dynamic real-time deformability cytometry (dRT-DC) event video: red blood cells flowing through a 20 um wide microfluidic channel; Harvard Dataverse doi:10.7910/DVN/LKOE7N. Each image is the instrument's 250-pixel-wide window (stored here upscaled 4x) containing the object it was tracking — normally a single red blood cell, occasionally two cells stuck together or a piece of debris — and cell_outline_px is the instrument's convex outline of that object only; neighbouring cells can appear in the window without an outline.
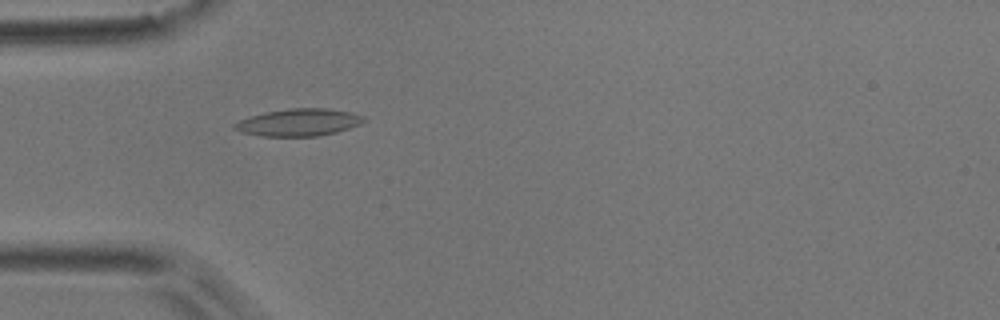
{"species": "common noctule bat (a hibernating species)", "species_latin": "Nyctalus noctula", "temperature_condition": "room temperature", "stored_images_in_passage": 52, "camera_frame_rate_fps": 3000, "um_per_image_px": 0.085, "animal": {"sex": "male", "body_mass_g": 17.9}, "frame": {"image": 1, "passage_image": 16, "time_ms": 5.0, "image_size_px": [1000, 320], "cell_outline_px": [[368, 120], [360, 124], [336, 132], [320, 136], [260, 136], [240, 132], [232, 128], [232, 124], [248, 116], [264, 112], [288, 108], [328, 108], [352, 112], [364, 116]], "centroid_in_image_um": [25.38, 10.39], "position_along_channel_um": 59.6, "area_um2": 20.87}}
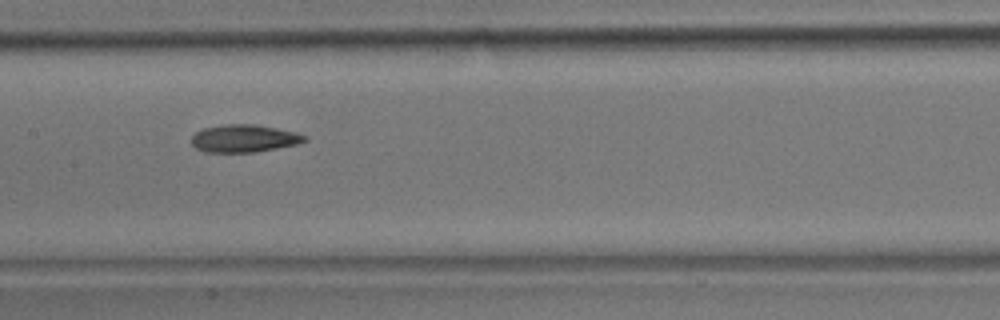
{"frame": {"image": 2, "passage_image": 26, "time_ms": 8.333, "image_size_px": [1000, 320], "cell_outline_px": [[308, 140], [296, 144], [256, 152], [204, 152], [196, 148], [192, 144], [192, 136], [196, 132], [204, 128], [224, 124], [256, 124], [296, 132], [308, 136]], "centroid_in_image_um": [20.76, 11.76], "position_along_channel_um": 186.6, "area_um2": 18.21}}
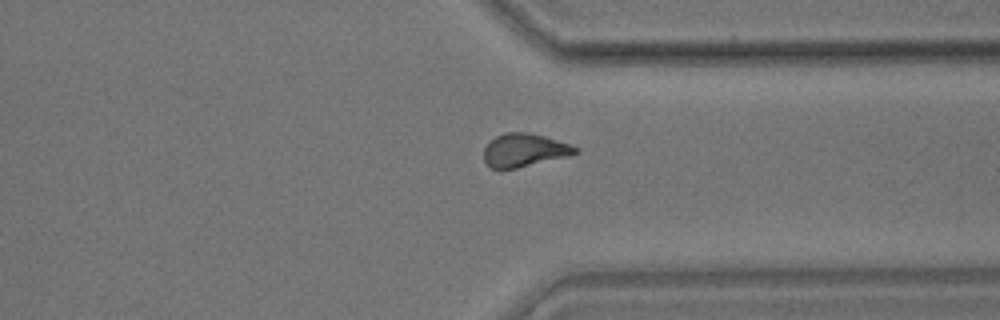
{"frame": {"image": 3, "passage_image": 40, "time_ms": 13.0, "image_size_px": [1000, 320], "cell_outline_px": [[580, 152], [568, 156], [516, 168], [492, 168], [484, 160], [484, 148], [496, 136], [504, 132], [528, 132], [544, 136], [580, 148]], "centroid_in_image_um": [44.58, 12.75], "position_along_channel_um": 366.8, "area_um2": 17.46}, "authors_computed_cell_mechanics": {"area_um2": 18.207, "velocity_mm_per_s": 3.8771, "shape_relaxation_time_tau1_ms": 7.8775, "shape_relaxation_time_tau2_ms": 5.4608, "deformation_change_tau1": 0.1671, "deformation_change_tau2": 0.1327}}